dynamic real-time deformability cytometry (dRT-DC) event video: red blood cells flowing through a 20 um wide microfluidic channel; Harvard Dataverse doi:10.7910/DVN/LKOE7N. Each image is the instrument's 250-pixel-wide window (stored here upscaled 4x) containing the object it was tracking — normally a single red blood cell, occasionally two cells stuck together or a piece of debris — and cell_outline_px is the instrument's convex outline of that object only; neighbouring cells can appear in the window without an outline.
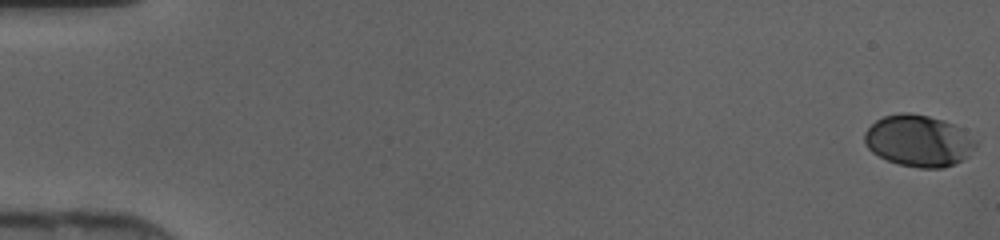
{"species": "human", "species_latin": "Homo sapiens", "temperature_condition": "cold", "stored_images_in_passage": 47, "camera_frame_rate_fps": 3000, "um_per_image_px": 0.085, "donor": {"sex": "female"}, "frame": {"image": 1, "passage_image": 1, "time_ms": 0.0, "image_size_px": [1000, 240], "cell_outline_px": [[976, 148], [964, 160], [956, 164], [944, 168], [920, 168], [900, 164], [888, 160], [872, 152], [864, 144], [864, 132], [876, 120], [884, 116], [900, 112], [908, 112], [928, 116], [944, 120], [952, 124], [976, 140]], "centroid_in_image_um": [78.07, 11.97], "position_along_channel_um": 6.9, "area_um2": 33.41}}
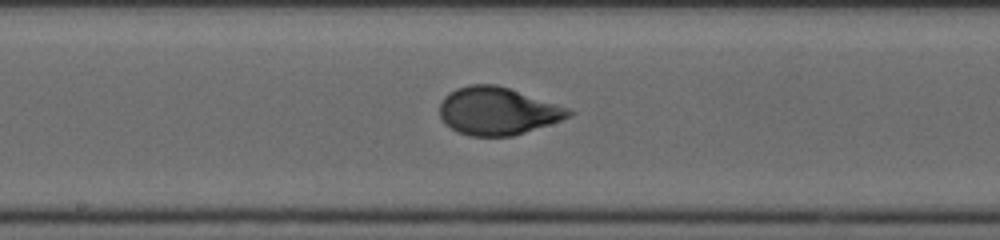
{"frame": {"image": 2, "passage_image": 26, "time_ms": 8.333, "image_size_px": [1000, 240], "cell_outline_px": [[576, 112], [572, 116], [512, 136], [468, 136], [456, 132], [440, 116], [440, 100], [448, 92], [456, 88], [468, 84], [496, 84], [568, 108]], "centroid_in_image_um": [42.26, 9.43], "position_along_channel_um": 205.9, "area_um2": 35.6}}
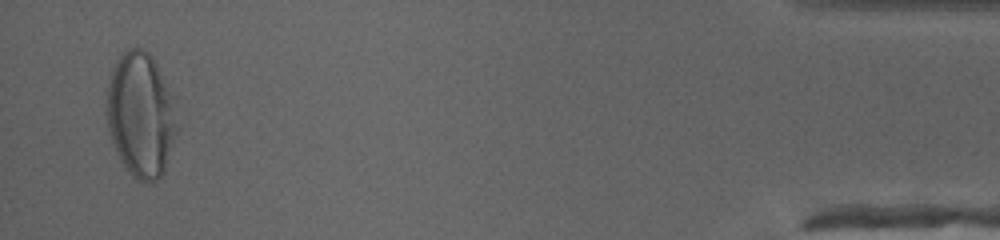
{"frame": {"image": 3, "passage_image": 46, "time_ms": 15.0, "image_size_px": [1000, 240], "cell_outline_px": [[176, 132], [164, 172], [152, 184], [144, 184], [136, 180], [132, 176], [120, 160], [112, 144], [104, 112], [108, 80], [116, 60], [128, 48], [136, 44], [148, 52], [152, 56], [172, 96], [176, 128]], "centroid_in_image_um": [11.91, 9.77], "position_along_channel_um": 423.3, "area_um2": 51.56}}